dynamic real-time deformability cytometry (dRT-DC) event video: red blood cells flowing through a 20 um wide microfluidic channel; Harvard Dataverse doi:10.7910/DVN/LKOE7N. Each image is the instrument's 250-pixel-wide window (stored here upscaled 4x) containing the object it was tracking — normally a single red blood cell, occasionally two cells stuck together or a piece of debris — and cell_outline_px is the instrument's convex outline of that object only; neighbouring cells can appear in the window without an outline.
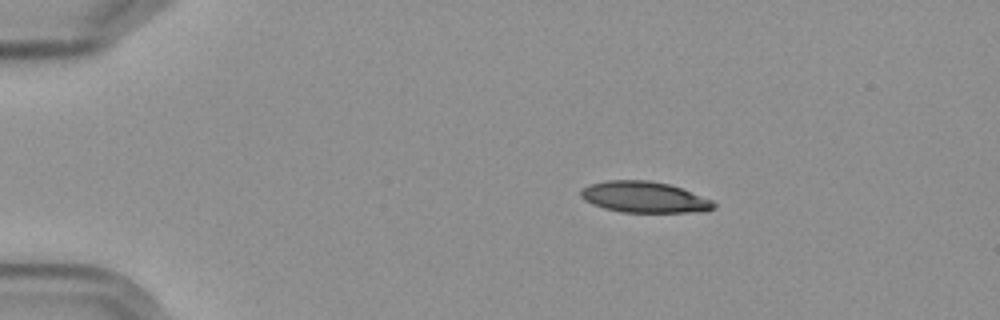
{"species": "Egyptian fruit bat (a non-hibernating species)", "species_latin": "Rousettus aegyptiacus", "temperature_condition": "cold", "stored_images_in_passage": 5, "camera_frame_rate_fps": 3000, "um_per_image_px": 0.085, "frame": {"image": 1, "passage_image": 3, "time_ms": 2.333, "image_size_px": [1000, 320], "cell_outline_px": [[716, 208], [688, 212], [620, 212], [604, 208], [592, 204], [584, 200], [580, 196], [580, 192], [584, 188], [592, 184], [608, 180], [648, 180], [668, 184], [680, 188], [712, 200], [716, 204]], "centroid_in_image_um": [54.73, 16.76], "position_along_channel_um": 30.3, "area_um2": 23.76}}